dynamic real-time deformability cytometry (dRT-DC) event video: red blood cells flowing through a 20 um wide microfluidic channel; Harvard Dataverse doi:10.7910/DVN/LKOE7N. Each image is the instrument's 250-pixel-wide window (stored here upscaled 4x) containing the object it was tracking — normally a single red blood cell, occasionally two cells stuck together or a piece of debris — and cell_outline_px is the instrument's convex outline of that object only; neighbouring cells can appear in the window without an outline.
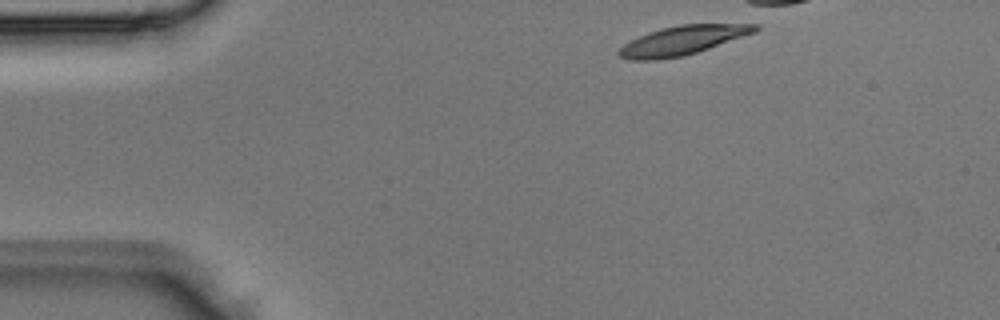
{"species": "Egyptian fruit bat (a non-hibernating species)", "species_latin": "Rousettus aegyptiacus", "temperature_condition": "room temperature", "stored_images_in_passage": 3, "camera_frame_rate_fps": 3000, "um_per_image_px": 0.085, "animal": {"sex": "male"}, "frame": {"image": 1, "passage_image": 1, "time_ms": 0.0, "image_size_px": [1000, 320], "cell_outline_px": [[760, 28], [756, 32], [684, 56], [660, 60], [628, 60], [620, 56], [616, 52], [624, 44], [648, 32], [680, 24], [752, 20], [760, 24]], "centroid_in_image_um": [58.21, 3.37], "position_along_channel_um": 26.8, "area_um2": 24.04}}